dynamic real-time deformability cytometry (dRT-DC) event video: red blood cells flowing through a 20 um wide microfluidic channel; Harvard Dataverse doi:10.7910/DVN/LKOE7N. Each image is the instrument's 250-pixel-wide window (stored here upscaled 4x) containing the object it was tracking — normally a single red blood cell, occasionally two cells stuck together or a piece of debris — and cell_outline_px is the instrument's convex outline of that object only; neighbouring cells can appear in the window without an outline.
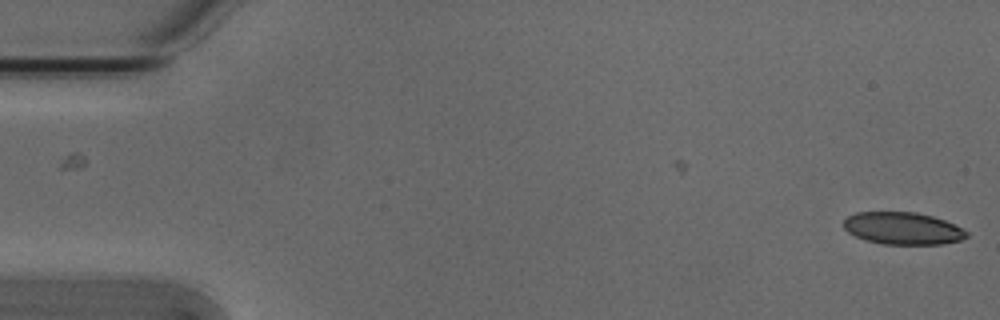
{"species": "Egyptian fruit bat (a non-hibernating species)", "species_latin": "Rousettus aegyptiacus", "temperature_condition": "cold", "stored_images_in_passage": 3, "camera_frame_rate_fps": 3000, "um_per_image_px": 0.085, "animal": {"sex": "male"}, "frame": {"image": 1, "passage_image": 3, "time_ms": 0.667, "image_size_px": [1000, 320], "cell_outline_px": [[968, 236], [960, 240], [940, 244], [884, 244], [864, 240], [848, 232], [844, 228], [844, 220], [848, 216], [856, 212], [916, 212], [932, 216], [944, 220], [968, 232]], "centroid_in_image_um": [76.7, 19.41], "position_along_channel_um": 8.3, "area_um2": 22.95}}